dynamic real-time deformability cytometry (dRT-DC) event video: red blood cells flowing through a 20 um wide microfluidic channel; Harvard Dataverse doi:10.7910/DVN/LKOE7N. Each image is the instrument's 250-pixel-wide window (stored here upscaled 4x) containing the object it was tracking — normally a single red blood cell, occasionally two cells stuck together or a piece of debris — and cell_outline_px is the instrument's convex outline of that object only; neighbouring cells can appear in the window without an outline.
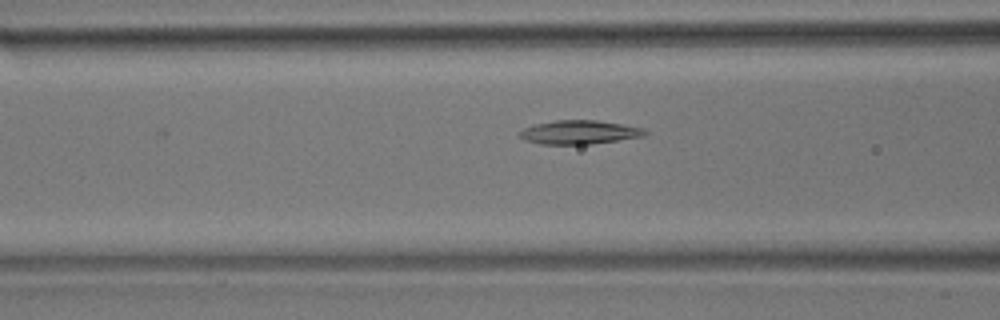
{"species": "common noctule bat (a hibernating species)", "species_latin": "Nyctalus noctula", "temperature_condition": "room temperature", "stored_images_in_passage": 27, "camera_frame_rate_fps": 3000, "um_per_image_px": 0.085, "animal": {"sex": "male", "body_mass_g": 17.9}, "frame": {"image": 1, "passage_image": 6, "time_ms": 1.667, "image_size_px": [1000, 320], "cell_outline_px": [[648, 132], [644, 136], [592, 144], [540, 144], [524, 140], [516, 132], [524, 128], [536, 124], [556, 120], [596, 120], [644, 128]], "centroid_in_image_um": [49.21, 11.24], "position_along_channel_um": 117.4, "area_um2": 17.34}}
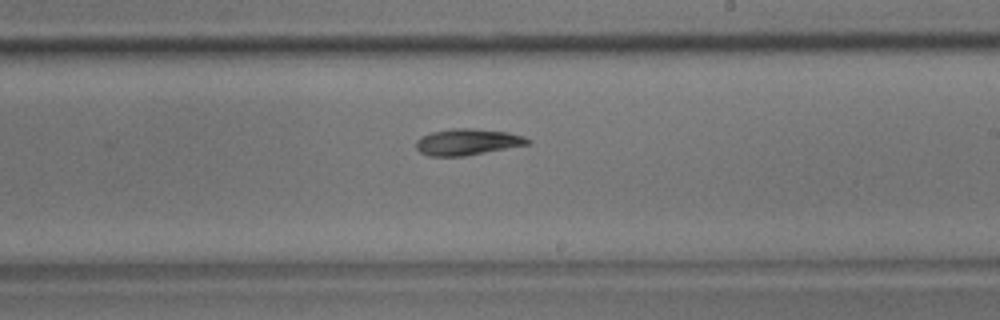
{"frame": {"image": 2, "passage_image": 16, "time_ms": 5.0, "image_size_px": [1000, 320], "cell_outline_px": [[532, 140], [528, 144], [464, 156], [428, 156], [420, 152], [416, 148], [416, 140], [420, 136], [432, 132], [452, 128], [472, 128], [508, 132], [524, 136]], "centroid_in_image_um": [39.7, 12.06], "position_along_channel_um": 249.3, "area_um2": 17.11}}
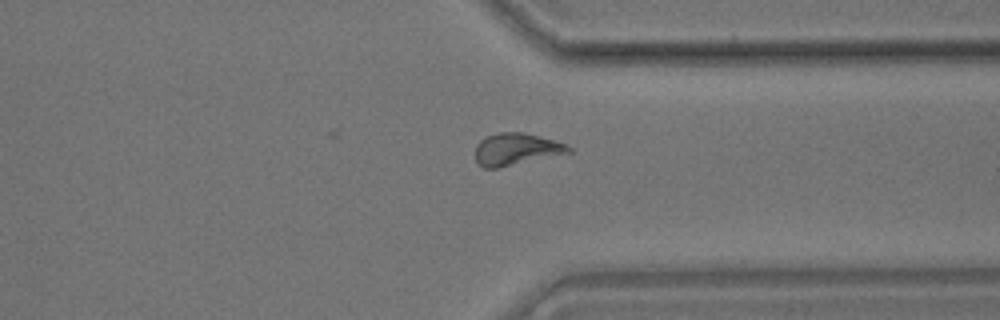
{"frame": {"image": 3, "passage_image": 25, "time_ms": 8.0, "image_size_px": [1000, 320], "cell_outline_px": [[572, 152], [500, 168], [484, 168], [476, 160], [476, 144], [484, 136], [500, 132], [524, 132], [552, 140], [564, 144], [572, 148]], "centroid_in_image_um": [43.85, 12.68], "position_along_channel_um": 367.6, "area_um2": 17.4}}